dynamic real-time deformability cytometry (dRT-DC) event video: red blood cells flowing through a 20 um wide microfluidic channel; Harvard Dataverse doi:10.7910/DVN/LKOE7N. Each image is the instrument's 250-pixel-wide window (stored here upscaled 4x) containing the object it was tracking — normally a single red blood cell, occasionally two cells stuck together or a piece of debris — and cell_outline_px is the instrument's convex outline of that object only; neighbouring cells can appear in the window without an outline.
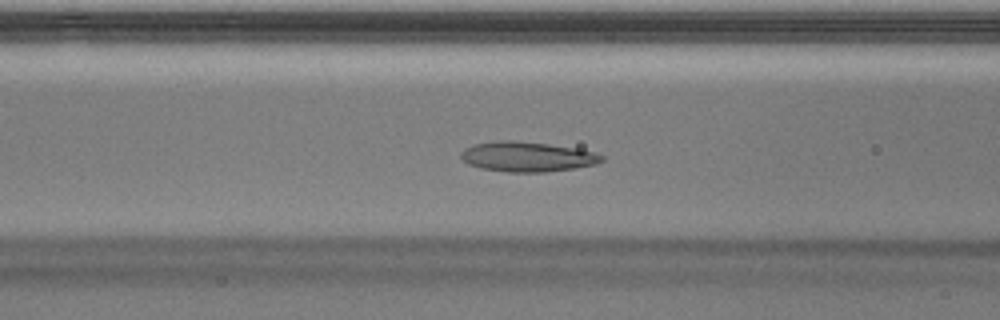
{"species": "Egyptian fruit bat (a non-hibernating species)", "species_latin": "Rousettus aegyptiacus", "temperature_condition": "warm", "stored_images_in_passage": 52, "camera_frame_rate_fps": 3000, "um_per_image_px": 0.085, "animal": {"sex": "male"}, "frame": {"image": 1, "passage_image": 21, "time_ms": 6.667, "image_size_px": [1000, 320], "cell_outline_px": [[604, 160], [596, 164], [576, 168], [544, 172], [508, 172], [480, 168], [468, 164], [460, 156], [460, 152], [464, 148], [472, 144], [496, 140], [512, 140], [548, 144], [576, 148], [596, 152], [604, 156]], "centroid_in_image_um": [44.8, 13.31], "position_along_channel_um": 121.8, "area_um2": 24.8}}
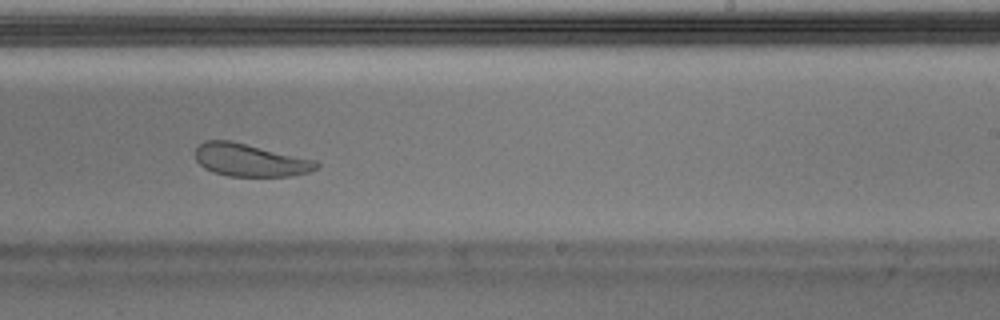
{"frame": {"image": 2, "passage_image": 32, "time_ms": 10.333, "image_size_px": [1000, 320], "cell_outline_px": [[320, 168], [308, 172], [288, 176], [228, 176], [212, 172], [204, 168], [196, 160], [196, 148], [204, 140], [232, 140], [316, 160], [320, 164]], "centroid_in_image_um": [21.27, 13.6], "position_along_channel_um": 267.7, "area_um2": 23.24}}
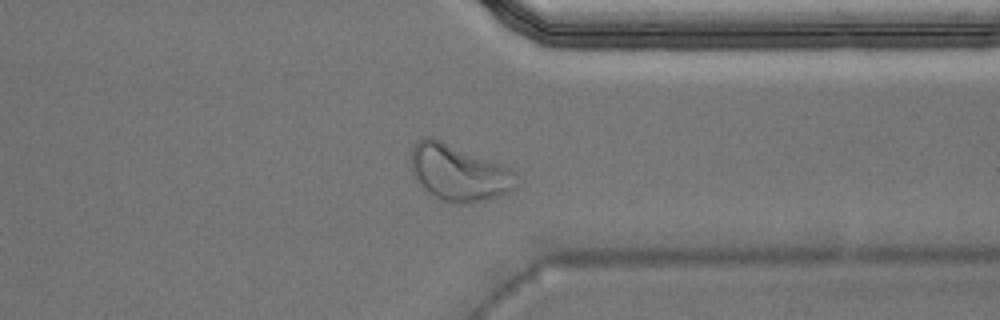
{"frame": {"image": 3, "passage_image": 40, "time_ms": 13.0, "image_size_px": [1000, 320], "cell_outline_px": [[516, 172], [512, 188], [508, 192], [496, 196], [464, 204], [448, 200], [436, 196], [428, 192], [412, 176], [412, 148], [424, 136], [432, 136], [508, 168]], "centroid_in_image_um": [38.92, 14.65], "position_along_channel_um": 372.5, "area_um2": 33.29}, "authors_computed_cell_mechanics": {"area_um2": 24.5939, "velocity_mm_per_s": 3.9805, "shape_relaxation_time_tau1_ms": 4.1026, "shape_relaxation_time_tau2_ms": 1.5991, "deformation_change_tau1": 0.1361, "deformation_change_tau2": 0.0785}}